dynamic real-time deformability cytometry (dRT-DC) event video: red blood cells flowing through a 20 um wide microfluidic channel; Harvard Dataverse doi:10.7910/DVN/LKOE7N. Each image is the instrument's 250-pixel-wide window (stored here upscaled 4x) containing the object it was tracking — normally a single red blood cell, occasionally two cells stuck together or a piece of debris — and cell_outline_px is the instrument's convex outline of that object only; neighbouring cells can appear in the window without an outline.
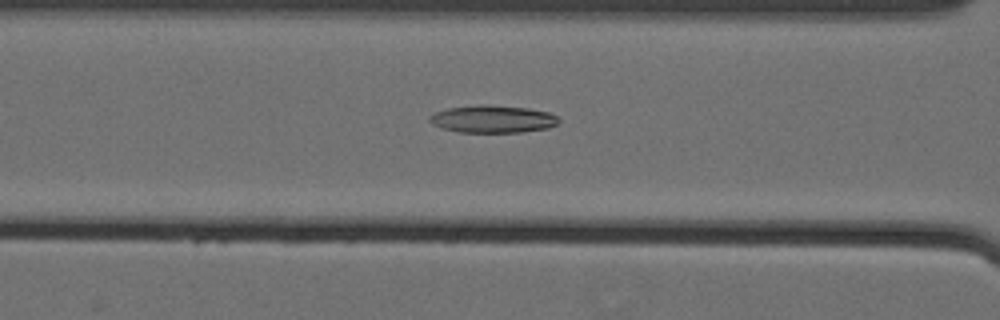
{"species": "Egyptian fruit bat (a non-hibernating species)", "species_latin": "Rousettus aegyptiacus", "temperature_condition": "cold", "stored_images_in_passage": 12, "camera_frame_rate_fps": 3000, "um_per_image_px": 0.085, "animal": {"sex": "female"}, "frame": {"image": 1, "passage_image": 9, "time_ms": 2.667, "image_size_px": [1000, 320], "cell_outline_px": [[560, 120], [556, 124], [548, 128], [520, 132], [460, 132], [440, 128], [432, 124], [428, 120], [428, 116], [436, 112], [448, 108], [476, 104], [488, 104], [528, 108], [548, 112], [556, 116]], "centroid_in_image_um": [41.84, 10.11], "position_along_channel_um": 124.8, "area_um2": 20.81}}